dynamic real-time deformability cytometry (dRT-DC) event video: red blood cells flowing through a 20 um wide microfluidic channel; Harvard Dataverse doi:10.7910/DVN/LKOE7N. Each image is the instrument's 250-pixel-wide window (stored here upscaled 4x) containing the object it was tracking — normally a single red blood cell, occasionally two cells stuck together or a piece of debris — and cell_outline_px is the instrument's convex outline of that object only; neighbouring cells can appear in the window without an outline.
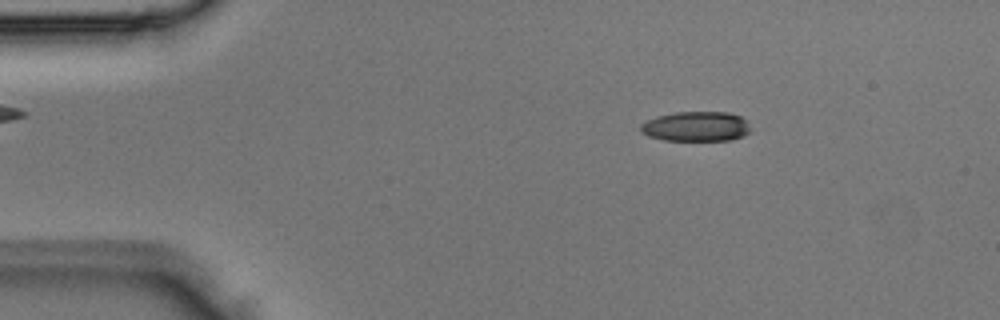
{"species": "Egyptian fruit bat (a non-hibernating species)", "species_latin": "Rousettus aegyptiacus", "temperature_condition": "room temperature", "stored_images_in_passage": 2, "camera_frame_rate_fps": 3000, "um_per_image_px": 0.085, "animal": {"sex": "male"}, "frame": {"image": 1, "passage_image": 1, "time_ms": 0.0, "image_size_px": [1000, 320], "cell_outline_px": [[752, 132], [744, 136], [728, 140], [664, 140], [648, 136], [640, 132], [640, 124], [656, 116], [676, 112], [728, 112], [740, 116], [748, 120]], "centroid_in_image_um": [59.2, 10.74], "position_along_channel_um": 25.8, "area_um2": 19.36}}